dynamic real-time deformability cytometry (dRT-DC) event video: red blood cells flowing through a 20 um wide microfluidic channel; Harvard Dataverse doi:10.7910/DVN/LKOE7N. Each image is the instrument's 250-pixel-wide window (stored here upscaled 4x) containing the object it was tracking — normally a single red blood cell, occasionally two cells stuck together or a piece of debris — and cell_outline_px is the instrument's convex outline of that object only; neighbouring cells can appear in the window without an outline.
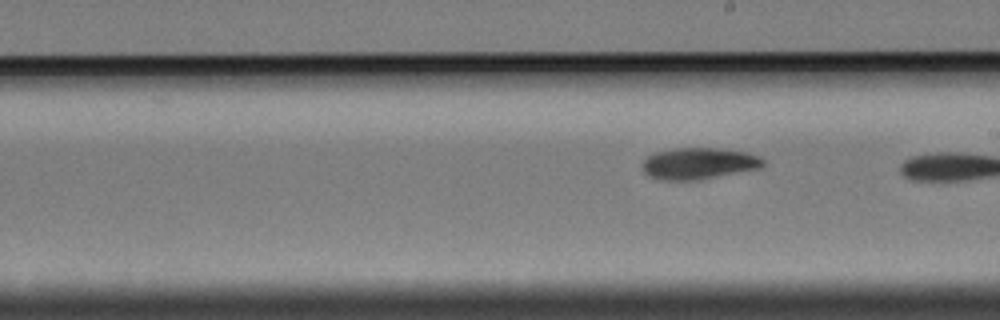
{"species": "Egyptian fruit bat (a non-hibernating species)", "species_latin": "Rousettus aegyptiacus", "temperature_condition": "cold", "stored_images_in_passage": 10, "camera_frame_rate_fps": 3000, "um_per_image_px": 0.085, "animal": {"sex": "female"}, "frame": {"image": 1, "passage_image": 10, "time_ms": 12.0, "image_size_px": [1000, 320], "cell_outline_px": [[764, 164], [760, 168], [692, 180], [664, 180], [648, 176], [644, 172], [644, 160], [652, 152], [676, 148], [716, 148], [748, 152], [760, 156], [764, 160]], "centroid_in_image_um": [59.39, 13.87], "position_along_channel_um": 229.6, "area_um2": 21.91}}